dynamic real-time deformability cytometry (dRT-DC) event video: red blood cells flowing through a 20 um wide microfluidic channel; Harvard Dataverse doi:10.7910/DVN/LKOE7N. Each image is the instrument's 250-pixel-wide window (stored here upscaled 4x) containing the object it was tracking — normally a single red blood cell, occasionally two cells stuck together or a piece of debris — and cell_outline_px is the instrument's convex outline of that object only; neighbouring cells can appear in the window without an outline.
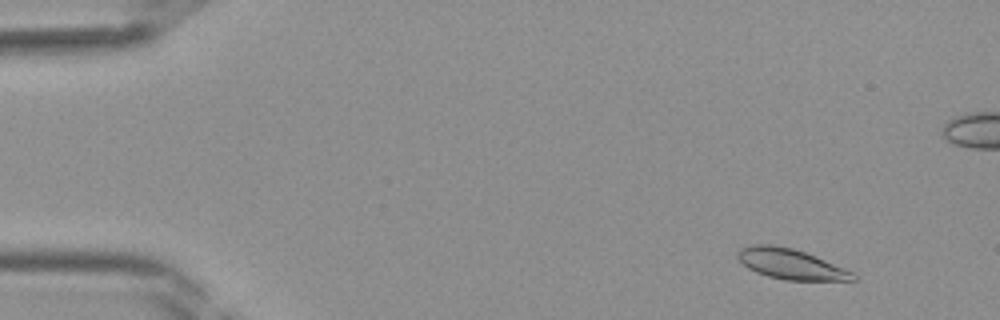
{"species": "Egyptian fruit bat (a non-hibernating species)", "species_latin": "Rousettus aegyptiacus", "temperature_condition": "room temperature", "stored_images_in_passage": 42, "camera_frame_rate_fps": 3000, "um_per_image_px": 0.085, "frame": {"image": 1, "passage_image": 4, "time_ms": 1.0, "image_size_px": [1000, 320], "cell_outline_px": [[856, 280], [784, 280], [768, 276], [756, 272], [748, 268], [736, 256], [736, 252], [740, 248], [752, 244], [772, 244], [792, 248], [804, 252], [824, 260], [852, 272], [856, 276]], "centroid_in_image_um": [67.15, 22.43], "position_along_channel_um": 17.9, "area_um2": 20.11}}
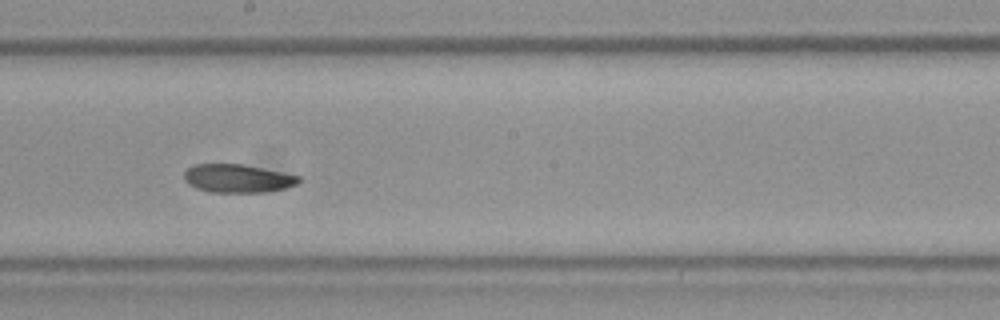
{"frame": {"image": 2, "passage_image": 23, "time_ms": 7.333, "image_size_px": [1000, 320], "cell_outline_px": [[304, 180], [296, 184], [284, 188], [264, 192], [212, 192], [196, 188], [188, 184], [184, 180], [184, 172], [192, 164], [244, 164], [300, 176]], "centroid_in_image_um": [20.19, 15.16], "position_along_channel_um": 228.0, "area_um2": 18.96}}
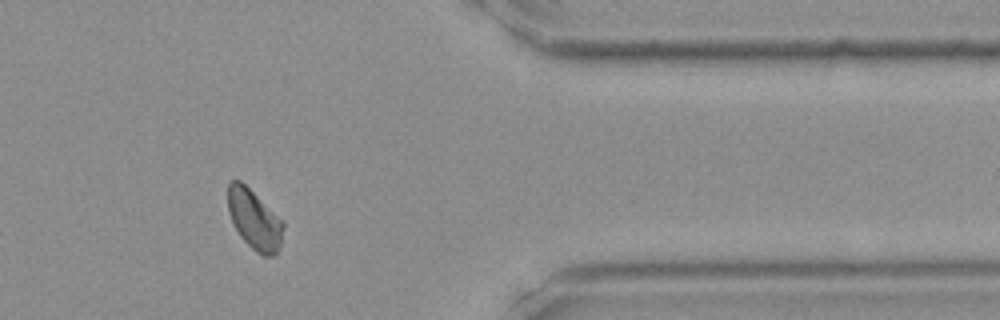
{"frame": {"image": 3, "passage_image": 34, "time_ms": 11.0, "image_size_px": [1000, 320], "cell_outline_px": [[284, 224], [280, 244], [276, 256], [264, 256], [256, 252], [240, 236], [228, 212], [228, 184], [232, 180], [240, 180]], "centroid_in_image_um": [21.6, 18.7], "position_along_channel_um": 389.8, "area_um2": 18.61}}